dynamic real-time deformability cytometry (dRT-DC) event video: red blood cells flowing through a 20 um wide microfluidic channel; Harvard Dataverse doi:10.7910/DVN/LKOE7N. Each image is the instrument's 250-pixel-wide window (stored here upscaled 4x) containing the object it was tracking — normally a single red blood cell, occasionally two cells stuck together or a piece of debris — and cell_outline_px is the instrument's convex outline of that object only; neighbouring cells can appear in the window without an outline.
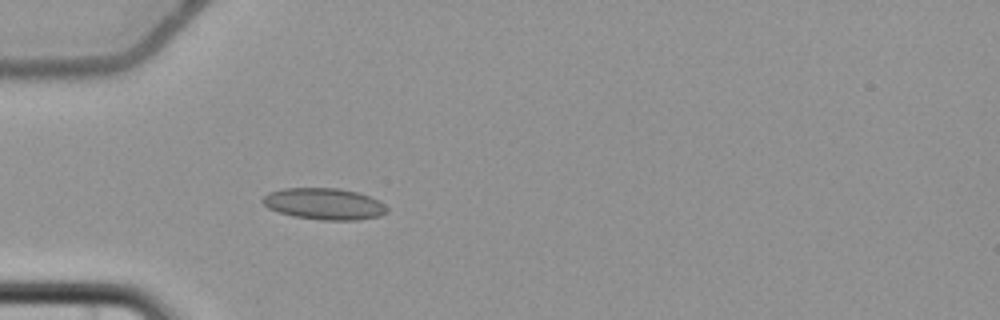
{"species": "common noctule bat (a hibernating species)", "species_latin": "Nyctalus noctula", "temperature_condition": "cold", "stored_images_in_passage": 5, "camera_frame_rate_fps": 3000, "um_per_image_px": 0.085, "animal": {"sex": "female", "body_mass_g": 22.7, "forearm_length_mm": 54.2}, "frame": {"image": 1, "passage_image": 5, "time_ms": 4.667, "image_size_px": [1000, 320], "cell_outline_px": [[388, 212], [380, 216], [356, 220], [320, 220], [292, 216], [268, 208], [260, 200], [268, 192], [284, 188], [340, 188], [356, 192], [380, 200], [388, 208]], "centroid_in_image_um": [27.56, 17.33], "position_along_channel_um": 57.4, "area_um2": 22.95}}